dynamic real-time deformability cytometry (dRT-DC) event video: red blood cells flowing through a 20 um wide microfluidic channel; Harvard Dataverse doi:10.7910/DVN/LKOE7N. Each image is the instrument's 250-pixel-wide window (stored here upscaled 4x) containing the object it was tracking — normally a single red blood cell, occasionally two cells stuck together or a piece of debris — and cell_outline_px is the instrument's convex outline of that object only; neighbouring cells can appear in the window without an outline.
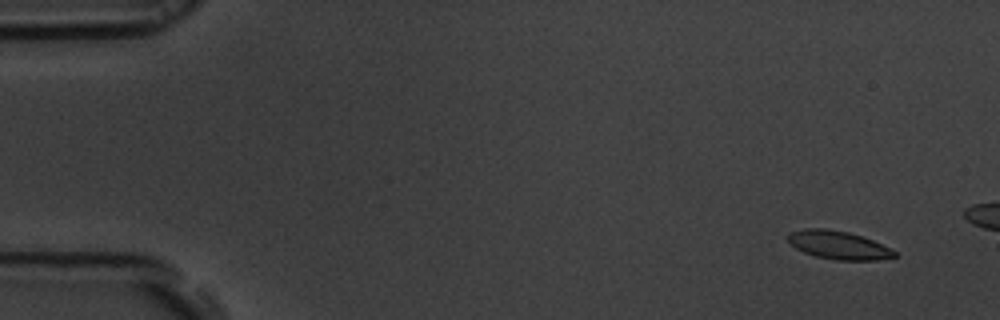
{"species": "common noctule bat (a hibernating species)", "species_latin": "Nyctalus noctula", "temperature_condition": "room temperature", "stored_images_in_passage": 13, "camera_frame_rate_fps": 3000, "um_per_image_px": 0.085, "animal": {"sex": "male", "body_mass_g": 19.5, "forearm_length_mm": 54.6}, "frame": {"image": 1, "passage_image": 3, "time_ms": 0.667, "image_size_px": [1000, 320], "cell_outline_px": [[896, 256], [876, 260], [836, 260], [816, 256], [804, 252], [788, 244], [784, 236], [788, 232], [804, 228], [824, 228], [848, 232], [872, 240], [896, 252]], "centroid_in_image_um": [71.15, 20.82], "position_along_channel_um": 13.8, "area_um2": 17.57}}